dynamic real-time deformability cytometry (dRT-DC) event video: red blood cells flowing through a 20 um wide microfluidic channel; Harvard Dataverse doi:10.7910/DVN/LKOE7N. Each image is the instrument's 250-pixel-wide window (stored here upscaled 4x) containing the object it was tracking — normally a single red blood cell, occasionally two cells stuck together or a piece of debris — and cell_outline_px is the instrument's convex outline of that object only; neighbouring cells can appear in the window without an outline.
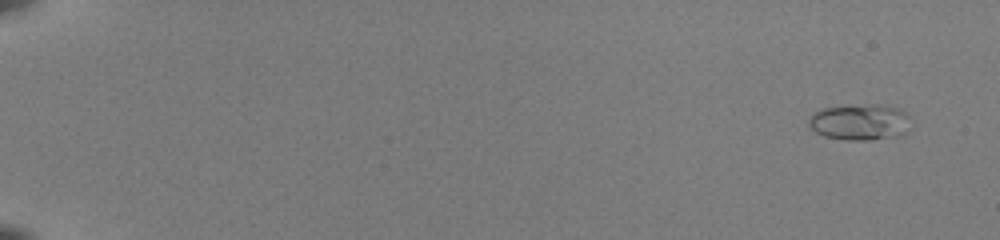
{"species": "common noctule bat (a hibernating species)", "species_latin": "Nyctalus noctula", "temperature_condition": "room temperature", "stored_images_in_passage": 51, "camera_frame_rate_fps": 3000, "um_per_image_px": 0.085, "animal": {"sex": "female", "body_mass_g": 22.0, "forearm_length_mm": 56.7}, "frame": {"image": 1, "passage_image": 1, "time_ms": 0.0, "image_size_px": [1000, 240], "cell_outline_px": [[900, 112], [884, 136], [872, 140], [848, 140], [824, 136], [816, 132], [808, 124], [808, 120], [816, 112], [824, 108], [876, 104], [896, 108]], "centroid_in_image_um": [72.61, 10.35], "position_along_channel_um": 12.4, "area_um2": 18.26}}
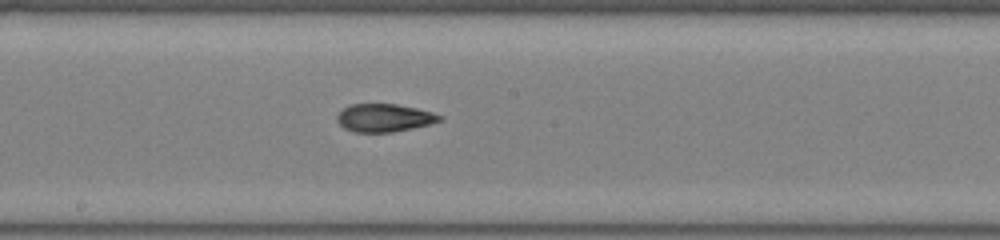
{"frame": {"image": 2, "passage_image": 30, "time_ms": 9.667, "image_size_px": [1000, 240], "cell_outline_px": [[444, 116], [440, 120], [428, 124], [412, 128], [392, 132], [356, 132], [344, 128], [336, 120], [336, 116], [348, 104], [396, 104], [416, 108], [432, 112]], "centroid_in_image_um": [32.64, 10.01], "position_along_channel_um": 215.6, "area_um2": 16.59}}
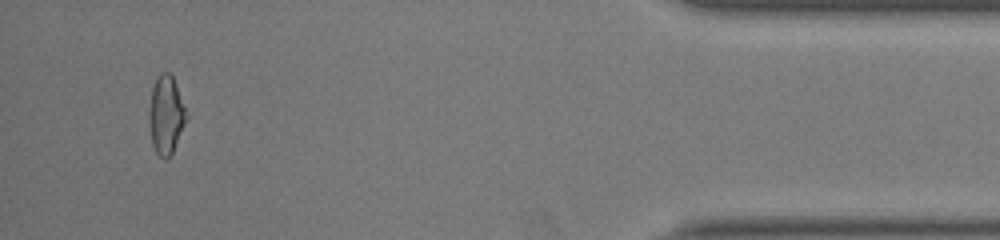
{"frame": {"image": 3, "passage_image": 49, "time_ms": 16.0, "image_size_px": [1000, 240], "cell_outline_px": [[188, 116], [172, 152], [164, 160], [156, 152], [152, 144], [148, 120], [148, 112], [152, 88], [156, 76], [160, 72], [168, 72], [172, 76], [176, 84]], "centroid_in_image_um": [14.09, 9.74], "position_along_channel_um": 421.1, "area_um2": 16.94}, "authors_computed_cell_mechanics": {"area_um2": 16.762, "velocity_mm_per_s": 4.0393, "shape_relaxation_time_tau1_ms": 4.4049, "shape_relaxation_time_tau2_ms": 1.5479, "deformation_change_tau1": 0.1695, "deformation_change_tau2": 0.0857}}